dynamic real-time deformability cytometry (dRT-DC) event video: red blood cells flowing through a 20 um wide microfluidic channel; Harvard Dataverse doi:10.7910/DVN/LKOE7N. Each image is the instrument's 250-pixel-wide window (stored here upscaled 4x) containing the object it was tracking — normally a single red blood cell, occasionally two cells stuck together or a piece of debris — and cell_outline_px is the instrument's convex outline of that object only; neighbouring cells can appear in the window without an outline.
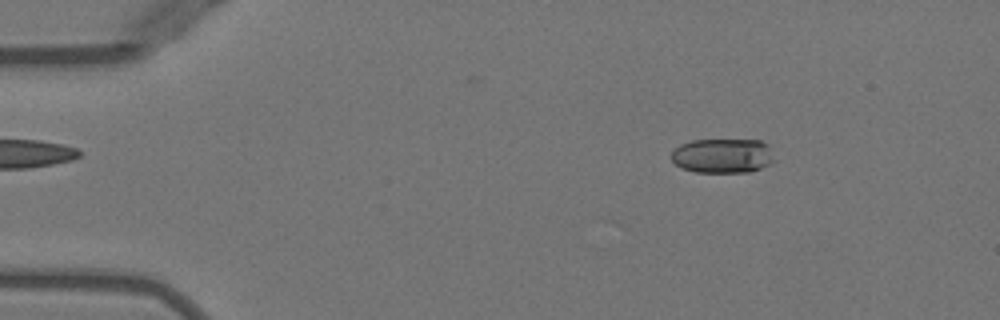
{"species": "Egyptian fruit bat (a non-hibernating species)", "species_latin": "Rousettus aegyptiacus", "temperature_condition": "warm", "stored_images_in_passage": 12, "camera_frame_rate_fps": 3000, "um_per_image_px": 0.085, "animal": {"sex": "female"}, "frame": {"image": 1, "passage_image": 3, "time_ms": 0.667, "image_size_px": [1000, 320], "cell_outline_px": [[776, 160], [752, 172], [696, 172], [680, 168], [672, 160], [672, 152], [680, 144], [692, 140], [760, 140], [768, 144]], "centroid_in_image_um": [61.44, 13.24], "position_along_channel_um": 23.6, "area_um2": 20.87}}
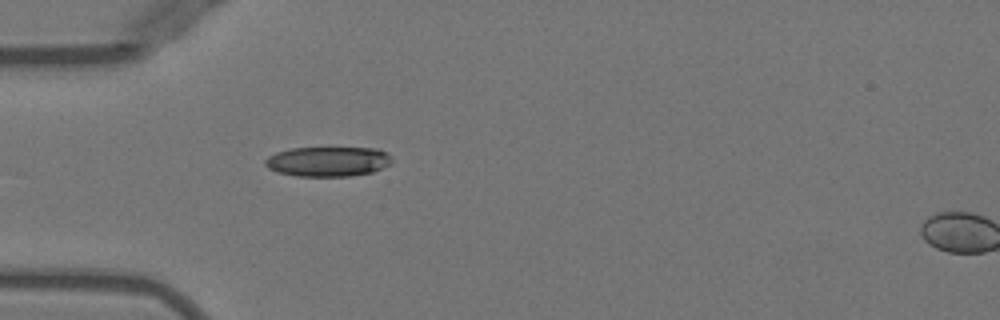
{"frame": {"image": 2, "passage_image": 11, "time_ms": 3.333, "image_size_px": [1000, 320], "cell_outline_px": [[392, 164], [372, 172], [352, 176], [296, 176], [276, 172], [268, 168], [264, 164], [264, 160], [268, 156], [276, 152], [292, 148], [376, 148], [388, 152], [392, 156]], "centroid_in_image_um": [27.89, 13.73], "position_along_channel_um": 57.1, "area_um2": 22.31}}